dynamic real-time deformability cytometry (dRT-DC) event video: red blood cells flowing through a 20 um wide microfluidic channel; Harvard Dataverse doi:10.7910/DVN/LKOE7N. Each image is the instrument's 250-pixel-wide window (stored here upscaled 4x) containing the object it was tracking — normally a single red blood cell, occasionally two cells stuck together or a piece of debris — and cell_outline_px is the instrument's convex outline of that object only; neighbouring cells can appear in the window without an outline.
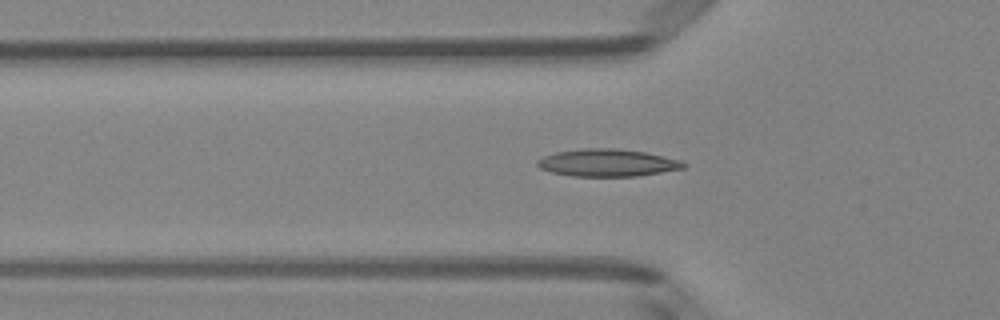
{"species": "Egyptian fruit bat (a non-hibernating species)", "species_latin": "Rousettus aegyptiacus", "temperature_condition": "room temperature", "stored_images_in_passage": 45, "camera_frame_rate_fps": 3000, "um_per_image_px": 0.085, "animal": {"sex": "female"}, "frame": {"image": 1, "passage_image": 17, "time_ms": 5.333, "image_size_px": [1000, 320], "cell_outline_px": [[688, 164], [684, 168], [636, 176], [572, 176], [552, 172], [540, 168], [536, 164], [536, 160], [544, 156], [556, 152], [584, 148], [616, 148], [644, 152], [684, 160]], "centroid_in_image_um": [51.65, 13.83], "position_along_channel_um": 74.1, "area_um2": 23.35}}
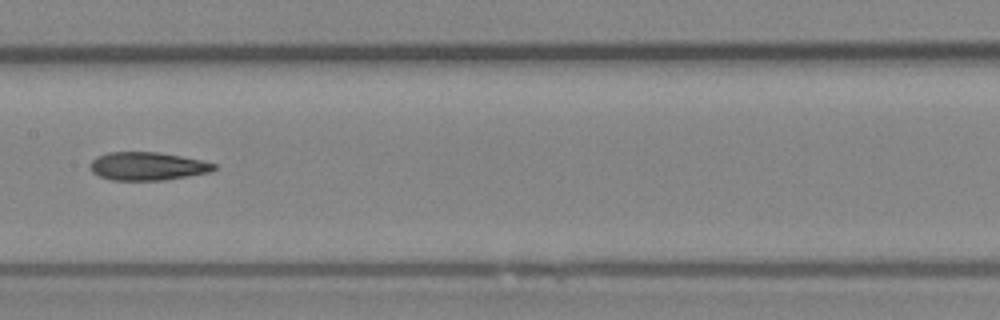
{"frame": {"image": 2, "passage_image": 26, "time_ms": 8.333, "image_size_px": [1000, 320], "cell_outline_px": [[216, 168], [212, 172], [164, 180], [112, 180], [100, 176], [92, 172], [88, 168], [88, 164], [96, 156], [108, 152], [156, 152], [180, 156], [200, 160], [216, 164]], "centroid_in_image_um": [12.49, 14.13], "position_along_channel_um": 194.9, "area_um2": 20.4}}
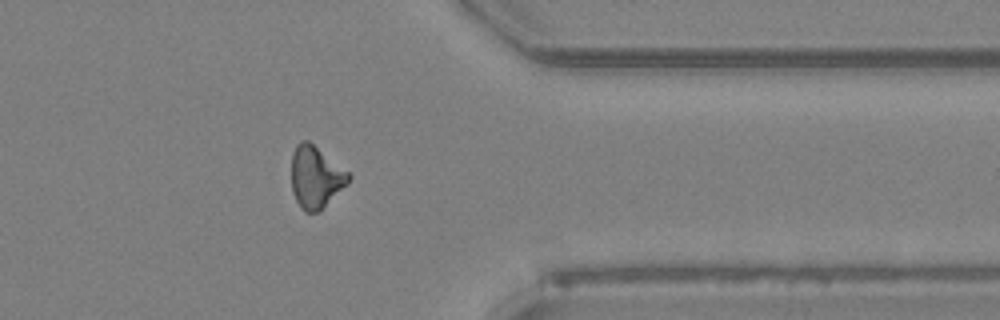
{"frame": {"image": 3, "passage_image": 41, "time_ms": 13.333, "image_size_px": [1000, 320], "cell_outline_px": [[352, 176], [348, 184], [320, 212], [304, 212], [300, 208], [292, 192], [292, 152], [296, 144], [300, 140], [308, 140], [348, 172]], "centroid_in_image_um": [26.83, 15.08], "position_along_channel_um": 384.6, "area_um2": 20.81}, "authors_computed_cell_mechanics": {"area_um2": 20.808, "velocity_mm_per_s": 4.0318, "shape_relaxation_time_tau1_ms": null, "shape_relaxation_time_tau2_ms": 6.6237, "deformation_change_tau1": null, "deformation_change_tau2": 0.1684}}